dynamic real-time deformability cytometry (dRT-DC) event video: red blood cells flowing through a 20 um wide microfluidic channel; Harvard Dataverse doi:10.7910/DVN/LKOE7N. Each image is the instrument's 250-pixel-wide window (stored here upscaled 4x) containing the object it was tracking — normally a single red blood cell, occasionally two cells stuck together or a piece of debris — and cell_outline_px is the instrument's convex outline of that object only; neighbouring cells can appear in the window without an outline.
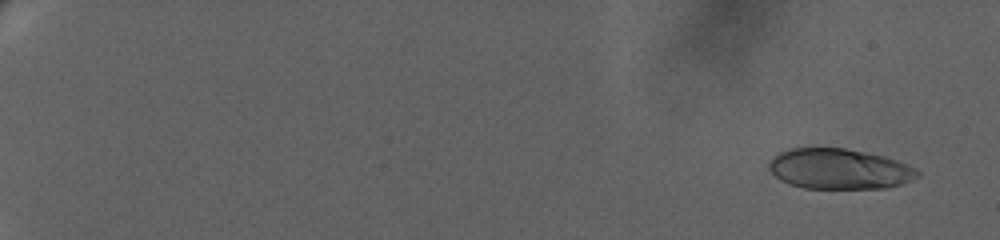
{"species": "human", "species_latin": "Homo sapiens", "temperature_condition": "warm", "stored_images_in_passage": 60, "camera_frame_rate_fps": 3000, "um_per_image_px": 0.085, "donor": {"sex": "female"}, "frame": {"image": 1, "passage_image": 3, "time_ms": 1.0, "image_size_px": [1000, 240], "cell_outline_px": [[920, 176], [900, 184], [888, 188], [804, 188], [788, 184], [780, 180], [768, 168], [768, 164], [772, 156], [788, 148], [844, 148], [884, 156], [908, 164], [916, 168], [920, 172]], "centroid_in_image_um": [71.32, 14.36], "position_along_channel_um": 13.7, "area_um2": 35.08}}
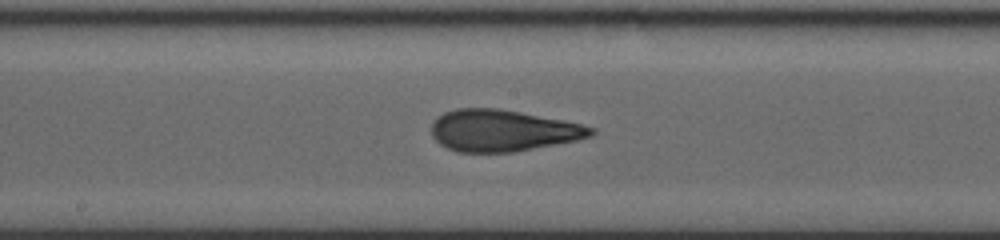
{"frame": {"image": 2, "passage_image": 32, "time_ms": 13.333, "image_size_px": [1000, 240], "cell_outline_px": [[596, 132], [592, 136], [576, 140], [512, 152], [460, 152], [448, 148], [440, 144], [432, 136], [432, 120], [444, 112], [456, 108], [496, 108], [520, 112], [580, 124], [596, 128]], "centroid_in_image_um": [42.69, 11.09], "position_along_channel_um": 205.5, "area_um2": 38.38}}
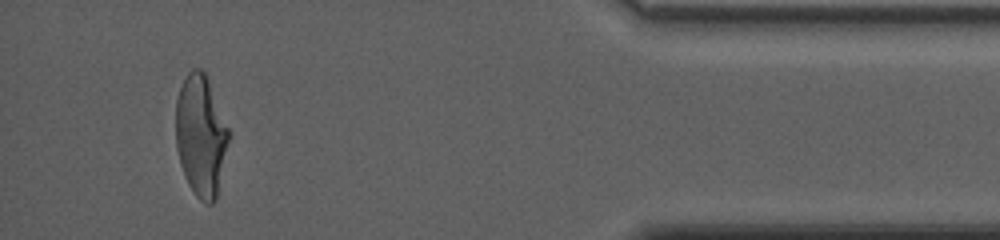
{"frame": {"image": 3, "passage_image": 56, "time_ms": 21.0, "image_size_px": [1000, 240], "cell_outline_px": [[232, 136], [216, 200], [212, 204], [204, 204], [192, 192], [184, 176], [180, 164], [176, 148], [176, 100], [180, 88], [188, 72], [192, 68], [200, 68], [204, 72], [208, 80], [232, 132]], "centroid_in_image_um": [17.12, 11.57], "position_along_channel_um": 418.1, "area_um2": 38.38}, "authors_computed_cell_mechanics": {"area_um2": 37.6856, "velocity_mm_per_s": 3.3129, "shape_relaxation_time_tau1_ms": 9.1096, "shape_relaxation_time_tau2_ms": 0.9839, "deformation_change_tau1": 0.277, "deformation_change_tau2": 0.085}}